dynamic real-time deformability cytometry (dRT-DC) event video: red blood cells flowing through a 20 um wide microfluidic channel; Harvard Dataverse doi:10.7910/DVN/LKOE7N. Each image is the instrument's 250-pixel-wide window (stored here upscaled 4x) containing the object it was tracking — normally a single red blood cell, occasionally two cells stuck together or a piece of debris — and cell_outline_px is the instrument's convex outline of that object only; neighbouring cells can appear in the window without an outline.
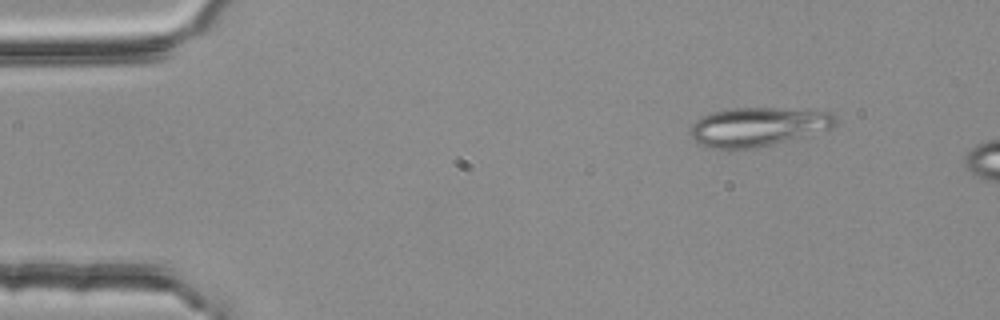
{"species": "common noctule bat (a hibernating species)", "species_latin": "Nyctalus noctula", "temperature_condition": "room temperature", "stored_images_in_passage": 3, "camera_frame_rate_fps": 3000, "um_per_image_px": 0.085, "animal": {"sex": "female", "body_mass_g": 25.1}, "frame": {"image": 1, "passage_image": 1, "time_ms": 0.0, "image_size_px": [1000, 320], "cell_outline_px": [[836, 124], [832, 128], [788, 140], [756, 148], [732, 152], [724, 152], [696, 144], [688, 132], [692, 124], [696, 120], [708, 112], [732, 108], [772, 108], [832, 112], [836, 116]], "centroid_in_image_um": [64.3, 10.82], "position_along_channel_um": 20.7, "area_um2": 33.7}}